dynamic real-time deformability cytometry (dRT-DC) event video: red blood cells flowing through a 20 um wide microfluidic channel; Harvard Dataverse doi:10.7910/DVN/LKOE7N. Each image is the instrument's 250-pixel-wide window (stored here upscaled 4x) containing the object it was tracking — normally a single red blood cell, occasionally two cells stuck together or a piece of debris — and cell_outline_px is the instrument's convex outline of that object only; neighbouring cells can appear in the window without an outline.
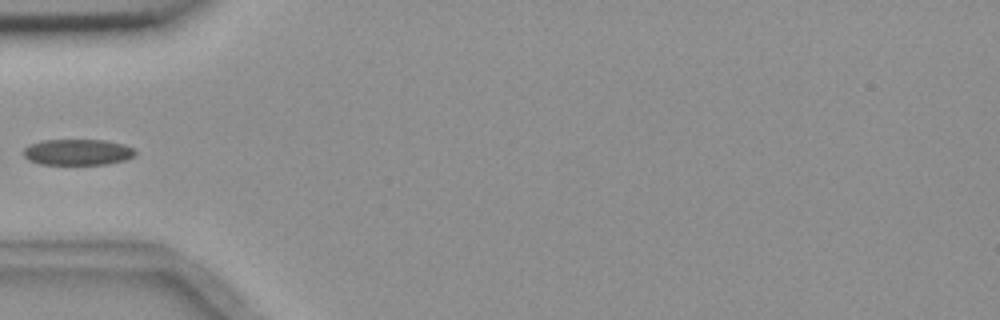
{"species": "common noctule bat (a hibernating species)", "species_latin": "Nyctalus noctula", "temperature_condition": "room temperature", "stored_images_in_passage": 4, "camera_frame_rate_fps": 3000, "um_per_image_px": 0.085, "animal": {"sex": "female", "body_mass_g": 18.4}, "frame": {"image": 1, "passage_image": 4, "time_ms": 5.0, "image_size_px": [1000, 320], "cell_outline_px": [[136, 152], [132, 156], [124, 160], [108, 164], [40, 164], [28, 160], [24, 156], [24, 148], [40, 140], [104, 140], [124, 144], [132, 148]], "centroid_in_image_um": [6.58, 12.93], "position_along_channel_um": 78.4, "area_um2": 16.82}}